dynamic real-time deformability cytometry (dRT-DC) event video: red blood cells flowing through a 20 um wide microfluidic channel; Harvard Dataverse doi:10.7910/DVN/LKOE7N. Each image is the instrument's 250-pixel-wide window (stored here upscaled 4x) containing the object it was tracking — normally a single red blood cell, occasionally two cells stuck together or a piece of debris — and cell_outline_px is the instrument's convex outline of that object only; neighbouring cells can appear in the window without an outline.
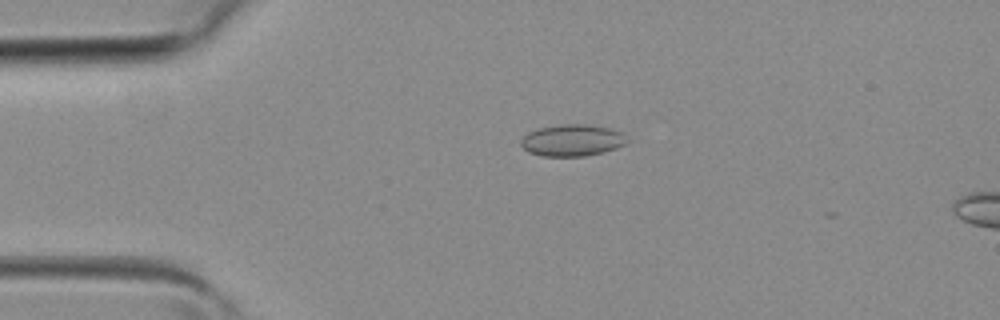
{"species": "common noctule bat (a hibernating species)", "species_latin": "Nyctalus noctula", "temperature_condition": "room temperature", "stored_images_in_passage": 4, "camera_frame_rate_fps": 3000, "um_per_image_px": 0.085, "animal": {"sex": "female", "body_mass_g": 19.3, "forearm_length_mm": 54.1}, "frame": {"image": 1, "passage_image": 2, "time_ms": 0.333, "image_size_px": [1000, 320], "cell_outline_px": [[628, 144], [616, 148], [584, 156], [544, 156], [528, 152], [520, 144], [520, 140], [528, 132], [540, 128], [564, 124], [588, 124], [612, 128], [620, 132], [628, 140]], "centroid_in_image_um": [48.65, 11.92], "position_along_channel_um": 36.4, "area_um2": 19.54}}